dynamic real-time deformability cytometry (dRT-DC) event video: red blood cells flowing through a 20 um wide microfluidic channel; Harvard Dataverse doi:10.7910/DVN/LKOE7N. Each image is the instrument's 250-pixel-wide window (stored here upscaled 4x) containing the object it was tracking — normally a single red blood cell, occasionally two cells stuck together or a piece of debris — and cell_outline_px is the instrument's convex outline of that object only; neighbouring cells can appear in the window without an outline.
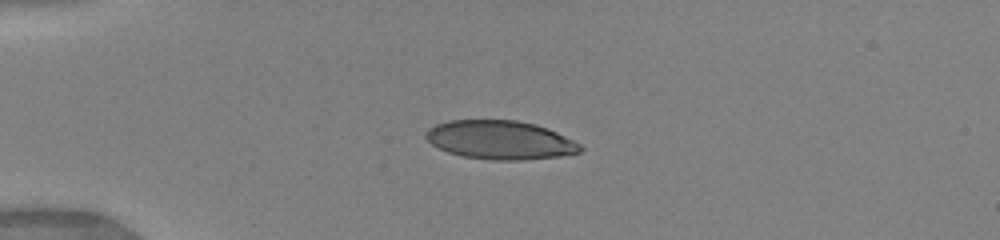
{"species": "human", "species_latin": "Homo sapiens", "temperature_condition": "warm", "stored_images_in_passage": 49, "camera_frame_rate_fps": 3000, "um_per_image_px": 0.085, "donor": {"sex": "female"}, "frame": {"image": 1, "passage_image": 1, "time_ms": 0.0, "image_size_px": [1000, 240], "cell_outline_px": [[584, 148], [580, 152], [560, 156], [520, 160], [492, 160], [464, 156], [448, 152], [432, 144], [424, 136], [424, 132], [428, 128], [436, 124], [448, 120], [516, 120], [536, 124], [548, 128], [580, 144]], "centroid_in_image_um": [42.5, 11.89], "position_along_channel_um": 42.5, "area_um2": 34.8}}
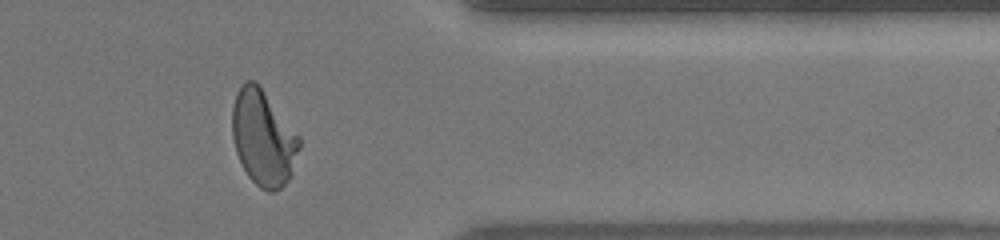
{"frame": {"image": 2, "passage_image": 38, "time_ms": 9.667, "image_size_px": [1000, 240], "cell_outline_px": [[300, 148], [292, 176], [280, 188], [272, 192], [268, 192], [260, 188], [248, 176], [236, 152], [232, 136], [232, 108], [236, 92], [244, 80], [256, 80], [300, 136]], "centroid_in_image_um": [22.38, 11.7], "position_along_channel_um": 389.0, "area_um2": 37.69}}
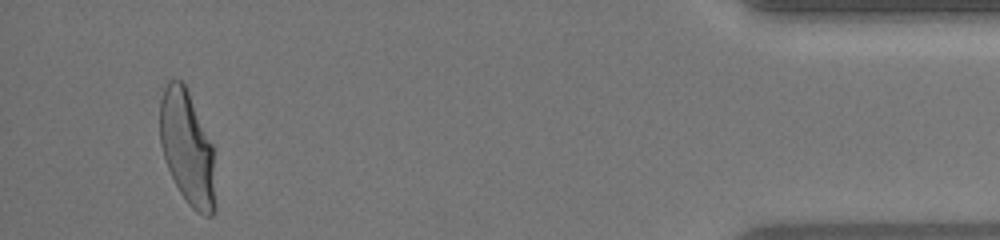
{"frame": {"image": 3, "passage_image": 46, "time_ms": 11.667, "image_size_px": [1000, 240], "cell_outline_px": [[216, 212], [212, 216], [204, 216], [196, 212], [188, 204], [180, 192], [168, 168], [160, 144], [160, 100], [164, 88], [168, 80], [180, 80], [184, 84], [188, 92], [212, 144], [216, 204]], "centroid_in_image_um": [15.92, 12.63], "position_along_channel_um": 419.3, "area_um2": 36.65}, "authors_computed_cell_mechanics": {"area_um2": 36.7608, "velocity_mm_per_s": 4.047, "shape_relaxation_time_tau1_ms": 4.0255, "shape_relaxation_time_tau2_ms": null, "deformation_change_tau1": 0.2013, "deformation_change_tau2": null}}